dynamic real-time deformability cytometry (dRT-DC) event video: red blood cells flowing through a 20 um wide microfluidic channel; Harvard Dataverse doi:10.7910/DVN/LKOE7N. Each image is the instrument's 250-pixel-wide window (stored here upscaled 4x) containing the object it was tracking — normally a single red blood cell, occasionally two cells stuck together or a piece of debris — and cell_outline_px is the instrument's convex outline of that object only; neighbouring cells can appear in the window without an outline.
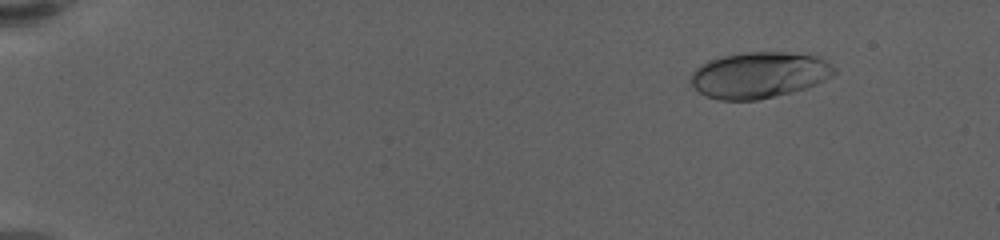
{"species": "human", "species_latin": "Homo sapiens", "temperature_condition": "warm", "stored_images_in_passage": 62, "camera_frame_rate_fps": 3000, "um_per_image_px": 0.085, "donor": {"sex": "female"}, "frame": {"image": 1, "passage_image": 8, "time_ms": 2.333, "image_size_px": [1000, 240], "cell_outline_px": [[836, 72], [832, 76], [816, 84], [792, 92], [756, 100], [720, 100], [708, 96], [700, 92], [688, 80], [692, 72], [700, 64], [708, 60], [720, 56], [744, 52], [784, 52], [820, 56], [832, 64], [836, 68]], "centroid_in_image_um": [64.53, 6.36], "position_along_channel_um": 20.5, "area_um2": 38.73}}
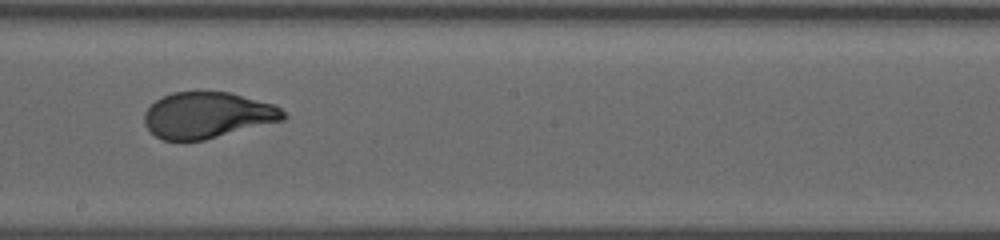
{"frame": {"image": 2, "passage_image": 38, "time_ms": 12.333, "image_size_px": [1000, 240], "cell_outline_px": [[288, 116], [284, 120], [204, 140], [184, 144], [180, 144], [164, 140], [156, 136], [144, 124], [144, 112], [156, 100], [172, 92], [232, 92], [276, 104]], "centroid_in_image_um": [17.64, 9.82], "position_along_channel_um": 230.6, "area_um2": 38.03}}
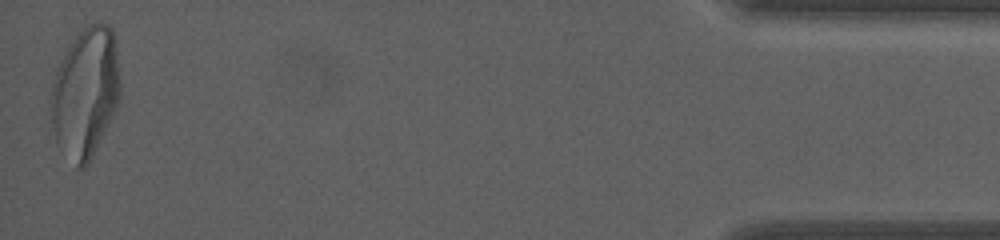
{"frame": {"image": 3, "passage_image": 62, "time_ms": 20.333, "image_size_px": [1000, 240], "cell_outline_px": [[120, 100], [88, 164], [84, 168], [76, 168], [56, 140], [52, 124], [48, 100], [52, 84], [60, 60], [72, 40], [88, 24], [96, 20], [100, 20], [108, 24], [112, 28], [116, 40], [120, 84]], "centroid_in_image_um": [7.26, 7.82], "position_along_channel_um": 427.9, "area_um2": 52.83}, "authors_computed_cell_mechanics": {"area_um2": 38.6682, "velocity_mm_per_s": 3.4298, "shape_relaxation_time_tau1_ms": 5.2804, "shape_relaxation_time_tau2_ms": null, "deformation_change_tau1": 0.2286, "deformation_change_tau2": null}}